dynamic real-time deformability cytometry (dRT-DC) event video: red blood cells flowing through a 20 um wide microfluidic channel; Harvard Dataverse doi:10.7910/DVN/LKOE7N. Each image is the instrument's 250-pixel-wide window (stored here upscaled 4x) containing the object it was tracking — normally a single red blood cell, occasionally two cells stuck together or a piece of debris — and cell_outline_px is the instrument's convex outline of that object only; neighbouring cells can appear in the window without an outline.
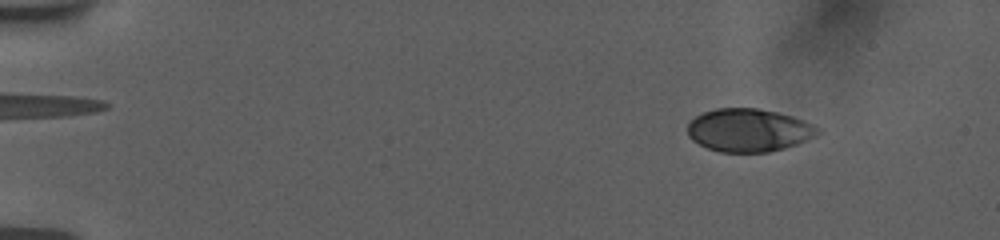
{"species": "human", "species_latin": "Homo sapiens", "temperature_condition": "room temperature", "stored_images_in_passage": 32, "camera_frame_rate_fps": 3000, "um_per_image_px": 0.085, "donor": {"sex": "female"}, "frame": {"image": 1, "passage_image": 9, "time_ms": 2.0, "image_size_px": [1000, 240], "cell_outline_px": [[820, 132], [816, 136], [796, 144], [784, 148], [768, 152], [720, 152], [708, 148], [692, 140], [688, 136], [688, 124], [696, 116], [704, 112], [716, 108], [756, 108], [776, 112], [792, 116], [804, 120], [820, 128]], "centroid_in_image_um": [63.65, 11.06], "position_along_channel_um": 21.4, "area_um2": 32.54}}
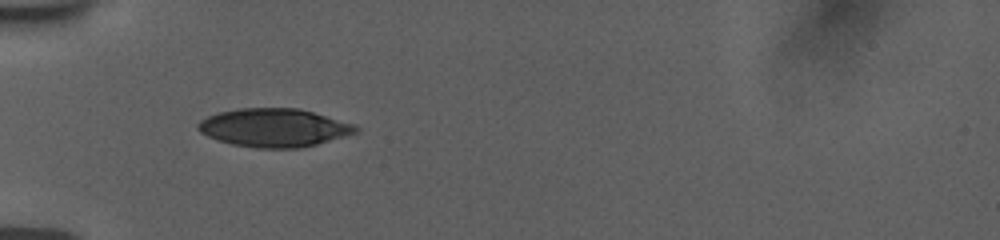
{"frame": {"image": 2, "passage_image": 31, "time_ms": 6.0, "image_size_px": [1000, 240], "cell_outline_px": [[360, 128], [356, 132], [344, 136], [316, 144], [300, 148], [256, 148], [232, 144], [208, 136], [200, 132], [196, 128], [196, 124], [200, 120], [208, 116], [220, 112], [240, 108], [296, 108], [312, 112], [356, 124]], "centroid_in_image_um": [23.28, 10.85], "position_along_channel_um": 61.7, "area_um2": 35.03}}